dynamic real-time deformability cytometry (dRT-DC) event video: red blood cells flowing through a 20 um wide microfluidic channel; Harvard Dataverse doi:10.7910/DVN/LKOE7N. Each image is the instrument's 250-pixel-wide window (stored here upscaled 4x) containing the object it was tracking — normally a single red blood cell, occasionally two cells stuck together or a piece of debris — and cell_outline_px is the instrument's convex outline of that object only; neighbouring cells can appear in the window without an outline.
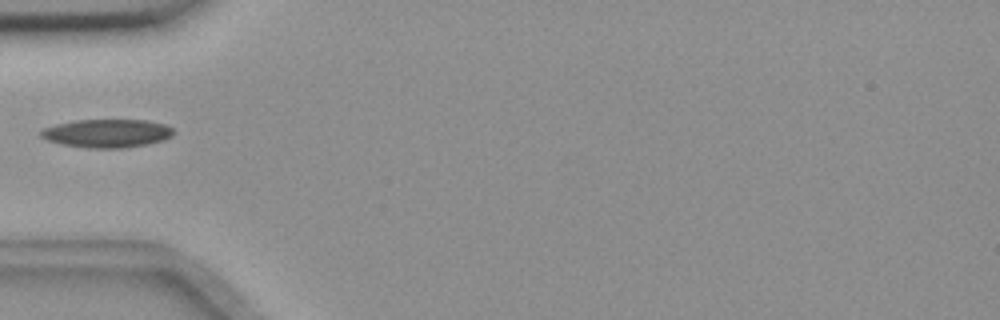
{"species": "common noctule bat (a hibernating species)", "species_latin": "Nyctalus noctula", "temperature_condition": "room temperature", "stored_images_in_passage": 36, "camera_frame_rate_fps": 3000, "um_per_image_px": 0.085, "animal": {"sex": "female", "body_mass_g": 18.4}, "frame": {"image": 1, "passage_image": 1, "time_ms": 0.0, "image_size_px": [1000, 320], "cell_outline_px": [[172, 136], [160, 140], [144, 144], [124, 148], [88, 148], [64, 144], [48, 140], [40, 136], [40, 132], [44, 128], [56, 124], [76, 120], [148, 120], [164, 124], [172, 128]], "centroid_in_image_um": [9.07, 11.32], "position_along_channel_um": 75.9, "area_um2": 21.56}}